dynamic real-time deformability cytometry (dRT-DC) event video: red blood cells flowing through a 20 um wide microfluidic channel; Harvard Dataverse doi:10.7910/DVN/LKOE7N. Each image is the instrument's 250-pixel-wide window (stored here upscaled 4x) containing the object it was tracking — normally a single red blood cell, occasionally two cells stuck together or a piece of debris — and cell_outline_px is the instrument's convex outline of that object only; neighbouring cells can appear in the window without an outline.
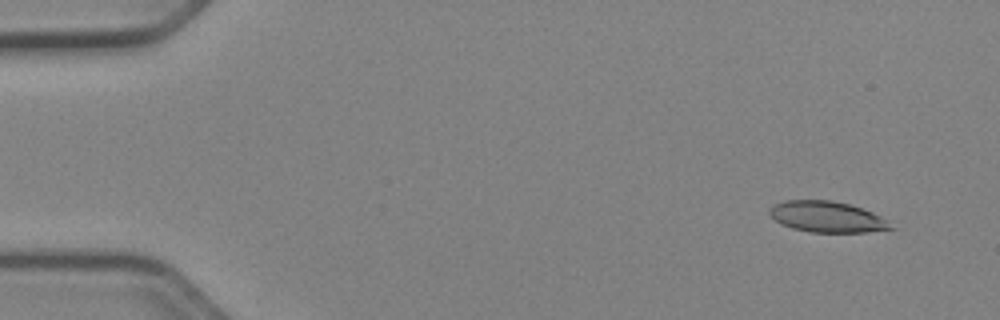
{"species": "Egyptian fruit bat (a non-hibernating species)", "species_latin": "Rousettus aegyptiacus", "temperature_condition": "cold", "stored_images_in_passage": 51, "camera_frame_rate_fps": 3000, "um_per_image_px": 0.085, "animal": {"sex": "female"}, "frame": {"image": 1, "passage_image": 2, "time_ms": 0.333, "image_size_px": [1000, 320], "cell_outline_px": [[896, 228], [864, 232], [808, 232], [792, 228], [780, 224], [768, 212], [768, 208], [784, 200], [832, 200], [848, 204], [872, 212], [888, 220]], "centroid_in_image_um": [70.29, 18.43], "position_along_channel_um": 14.7, "area_um2": 21.85}}
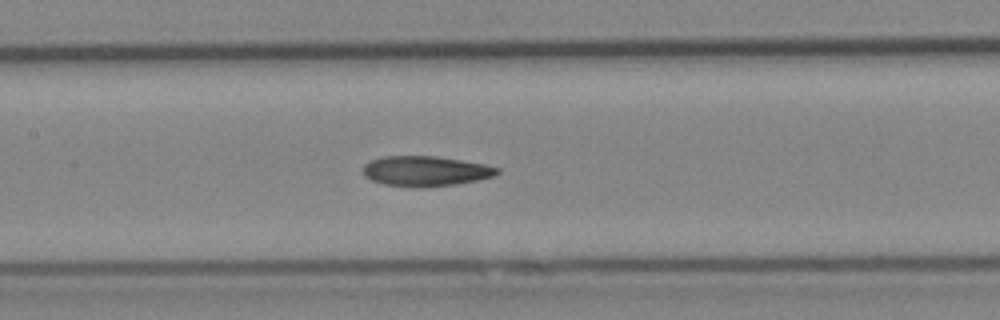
{"frame": {"image": 2, "passage_image": 23, "time_ms": 7.333, "image_size_px": [1000, 320], "cell_outline_px": [[500, 172], [492, 176], [476, 180], [456, 184], [384, 184], [372, 180], [364, 176], [364, 164], [372, 160], [384, 156], [436, 156], [484, 164], [500, 168]], "centroid_in_image_um": [36.19, 14.49], "position_along_channel_um": 171.2, "area_um2": 22.37}}
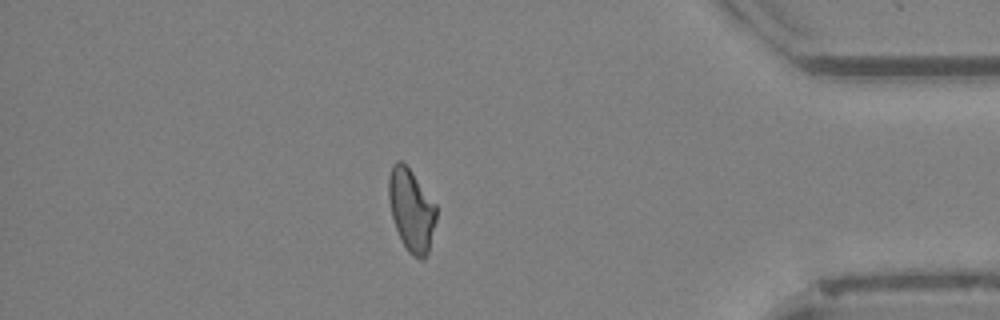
{"frame": {"image": 3, "passage_image": 43, "time_ms": 14.0, "image_size_px": [1000, 320], "cell_outline_px": [[436, 220], [428, 252], [424, 260], [420, 260], [412, 256], [408, 252], [396, 228], [392, 216], [388, 196], [388, 176], [392, 164], [396, 160], [400, 160], [412, 172], [436, 204]], "centroid_in_image_um": [34.96, 17.85], "position_along_channel_um": 400.2, "area_um2": 22.77}}